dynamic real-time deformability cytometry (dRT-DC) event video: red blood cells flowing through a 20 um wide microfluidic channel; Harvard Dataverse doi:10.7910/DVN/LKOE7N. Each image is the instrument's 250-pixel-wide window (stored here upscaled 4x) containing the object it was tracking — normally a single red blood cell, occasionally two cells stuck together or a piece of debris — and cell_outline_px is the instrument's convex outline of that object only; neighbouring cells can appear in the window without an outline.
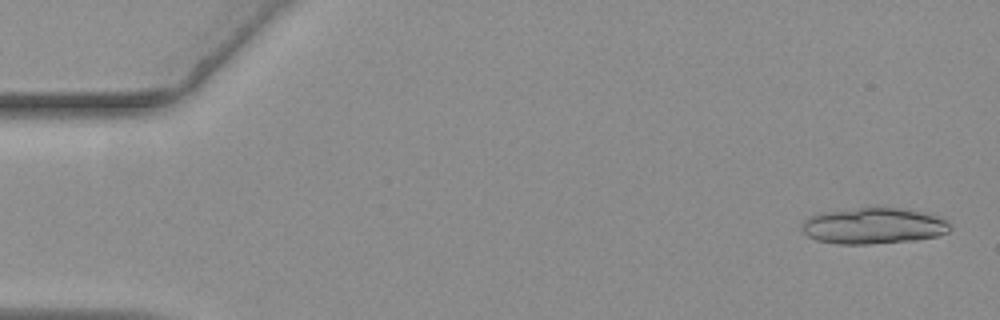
{"species": "common noctule bat (a hibernating species)", "species_latin": "Nyctalus noctula", "temperature_condition": "warm", "stored_images_in_passage": 31, "segment_of_instrument_passage": [1, 2], "camera_frame_rate_fps": 3000, "um_per_image_px": 0.085, "animal": {"sex": "female", "body_mass_g": 19.3, "forearm_length_mm": 54.1}, "frame": {"image": 1, "passage_image": 1, "time_ms": 0.0, "image_size_px": [1000, 320], "cell_outline_px": [[952, 228], [948, 232], [936, 236], [916, 240], [868, 244], [836, 244], [816, 240], [808, 236], [800, 228], [800, 224], [804, 220], [820, 212], [880, 204], [908, 208], [944, 220]], "centroid_in_image_um": [74.19, 19.16], "position_along_channel_um": 10.8, "area_um2": 31.96}}